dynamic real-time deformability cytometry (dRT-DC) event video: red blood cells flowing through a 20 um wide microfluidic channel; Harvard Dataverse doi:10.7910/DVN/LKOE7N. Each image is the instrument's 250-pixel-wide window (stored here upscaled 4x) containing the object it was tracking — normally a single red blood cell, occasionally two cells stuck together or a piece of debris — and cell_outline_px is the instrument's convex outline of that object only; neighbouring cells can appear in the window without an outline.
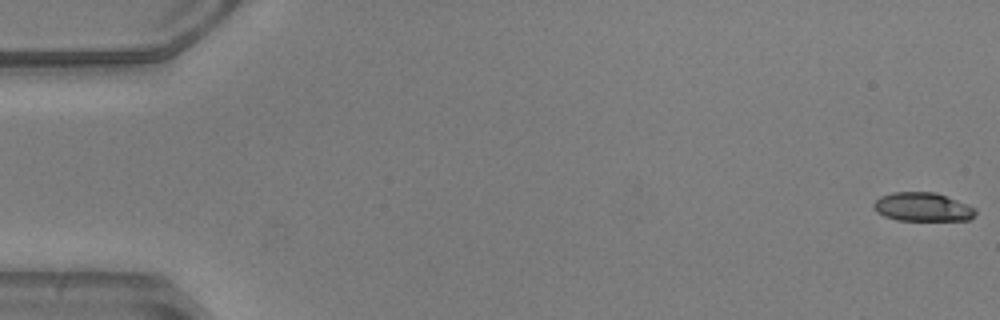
{"species": "common noctule bat (a hibernating species)", "species_latin": "Nyctalus noctula", "temperature_condition": "warm", "stored_images_in_passage": 7, "camera_frame_rate_fps": 3000, "um_per_image_px": 0.085, "animal": {"sex": "male", "body_mass_g": 20.5, "forearm_length_mm": 52.5}, "frame": {"image": 1, "passage_image": 1, "time_ms": 0.0, "image_size_px": [1000, 320], "cell_outline_px": [[976, 212], [968, 220], [896, 220], [884, 216], [876, 212], [872, 208], [872, 204], [880, 196], [892, 192], [936, 192], [968, 204], [976, 208]], "centroid_in_image_um": [78.39, 17.58], "position_along_channel_um": 6.6, "area_um2": 17.17}}